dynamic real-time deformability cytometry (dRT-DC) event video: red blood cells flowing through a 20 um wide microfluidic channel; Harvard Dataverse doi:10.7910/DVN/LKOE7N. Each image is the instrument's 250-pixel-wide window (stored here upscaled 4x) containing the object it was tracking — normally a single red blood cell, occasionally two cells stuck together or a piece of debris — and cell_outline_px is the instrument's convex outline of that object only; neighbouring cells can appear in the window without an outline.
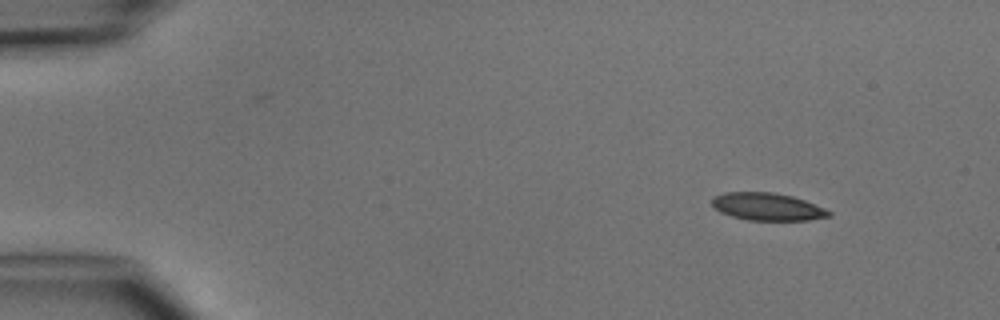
{"species": "common noctule bat (a hibernating species)", "species_latin": "Nyctalus noctula", "temperature_condition": "cold", "stored_images_in_passage": 2, "camera_frame_rate_fps": 3000, "um_per_image_px": 0.085, "animal": {"sex": "male", "body_mass_g": 15.6}, "frame": {"image": 1, "passage_image": 1, "time_ms": 0.0, "image_size_px": [1000, 320], "cell_outline_px": [[832, 216], [808, 220], [748, 220], [732, 216], [720, 212], [712, 204], [712, 196], [724, 192], [772, 192], [792, 196], [804, 200], [824, 208], [832, 212]], "centroid_in_image_um": [65.22, 17.56], "position_along_channel_um": 19.8, "area_um2": 18.73}}